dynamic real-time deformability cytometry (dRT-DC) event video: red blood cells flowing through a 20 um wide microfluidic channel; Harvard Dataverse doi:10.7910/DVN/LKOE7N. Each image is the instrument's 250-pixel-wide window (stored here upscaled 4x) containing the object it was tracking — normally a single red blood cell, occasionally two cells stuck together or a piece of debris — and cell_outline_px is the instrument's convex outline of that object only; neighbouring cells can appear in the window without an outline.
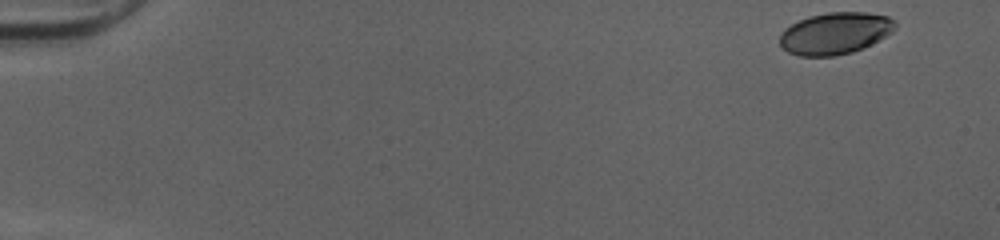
{"species": "human", "species_latin": "Homo sapiens", "temperature_condition": "cold", "stored_images_in_passage": 49, "camera_frame_rate_fps": 3000, "um_per_image_px": 0.085, "donor": {"sex": "female"}, "frame": {"image": 1, "passage_image": 1, "time_ms": 0.0, "image_size_px": [1000, 240], "cell_outline_px": [[896, 28], [892, 32], [852, 52], [836, 56], [800, 56], [788, 52], [780, 44], [780, 32], [784, 28], [808, 16], [828, 12], [864, 12], [888, 16], [896, 20]], "centroid_in_image_um": [70.96, 2.82], "position_along_channel_um": 14.0, "area_um2": 27.98}}
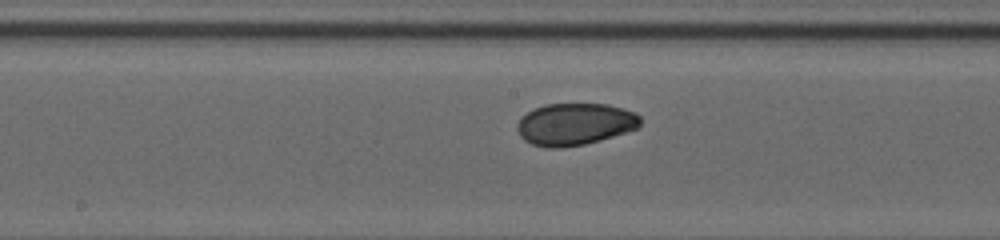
{"frame": {"image": 2, "passage_image": 26, "time_ms": 8.333, "image_size_px": [1000, 240], "cell_outline_px": [[640, 124], [636, 128], [600, 140], [584, 144], [560, 148], [544, 148], [532, 144], [524, 140], [520, 136], [516, 128], [516, 124], [528, 112], [544, 104], [608, 104], [624, 108], [636, 112], [640, 116]], "centroid_in_image_um": [48.85, 10.55], "position_along_channel_um": 199.3, "area_um2": 30.11}}
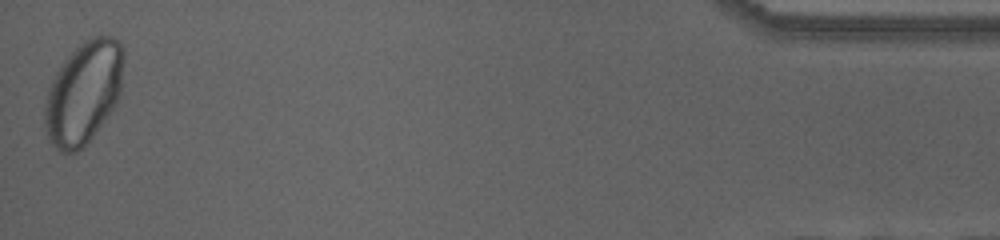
{"frame": {"image": 3, "passage_image": 49, "time_ms": 16.0, "image_size_px": [1000, 240], "cell_outline_px": [[124, 60], [120, 96], [116, 104], [92, 136], [76, 152], [60, 152], [48, 140], [44, 124], [44, 108], [48, 88], [56, 72], [64, 60], [84, 40], [92, 36], [112, 36], [120, 40], [124, 48]], "centroid_in_image_um": [7.11, 7.84], "position_along_channel_um": 428.1, "area_um2": 47.28}, "authors_computed_cell_mechanics": {"area_um2": 30.2872, "velocity_mm_per_s": 4.0346, "shape_relaxation_time_tau1_ms": 4.6252, "shape_relaxation_time_tau2_ms": 1.2522, "deformation_change_tau1": 0.1387, "deformation_change_tau2": 0.0321}}